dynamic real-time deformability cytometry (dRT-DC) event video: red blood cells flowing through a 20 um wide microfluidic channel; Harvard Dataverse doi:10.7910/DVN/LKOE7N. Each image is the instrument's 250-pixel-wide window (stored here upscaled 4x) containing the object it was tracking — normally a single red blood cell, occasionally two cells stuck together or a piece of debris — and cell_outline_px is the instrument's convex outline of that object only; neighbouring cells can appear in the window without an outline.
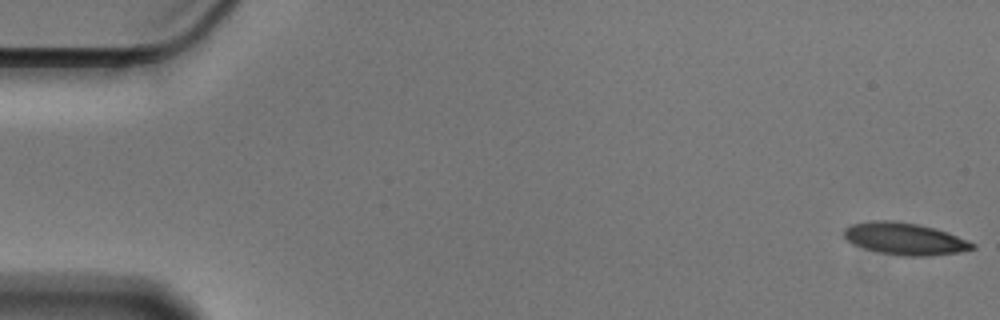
{"species": "Egyptian fruit bat (a non-hibernating species)", "species_latin": "Rousettus aegyptiacus", "temperature_condition": "cold", "stored_images_in_passage": 55, "camera_frame_rate_fps": 3000, "um_per_image_px": 0.085, "animal": {"sex": "male"}, "frame": {"image": 1, "passage_image": 1, "time_ms": 0.0, "image_size_px": [1000, 320], "cell_outline_px": [[976, 248], [960, 252], [928, 256], [900, 256], [880, 252], [864, 248], [852, 244], [844, 236], [844, 228], [852, 224], [872, 220], [892, 220], [916, 224], [936, 228], [948, 232], [968, 240], [976, 244]], "centroid_in_image_um": [76.93, 20.29], "position_along_channel_um": 8.1, "area_um2": 24.1}}
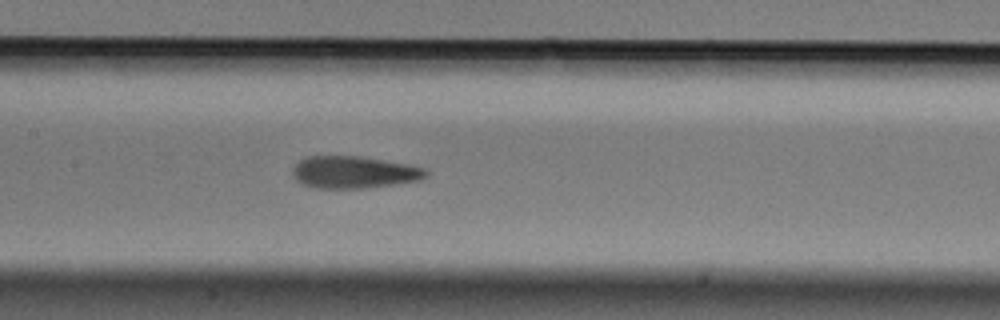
{"frame": {"image": 2, "passage_image": 27, "time_ms": 8.667, "image_size_px": [1000, 320], "cell_outline_px": [[428, 176], [420, 180], [364, 188], [316, 188], [304, 184], [296, 180], [292, 176], [292, 168], [300, 160], [308, 156], [360, 156], [412, 164], [428, 168]], "centroid_in_image_um": [30.13, 14.63], "position_along_channel_um": 177.3, "area_um2": 25.2}}
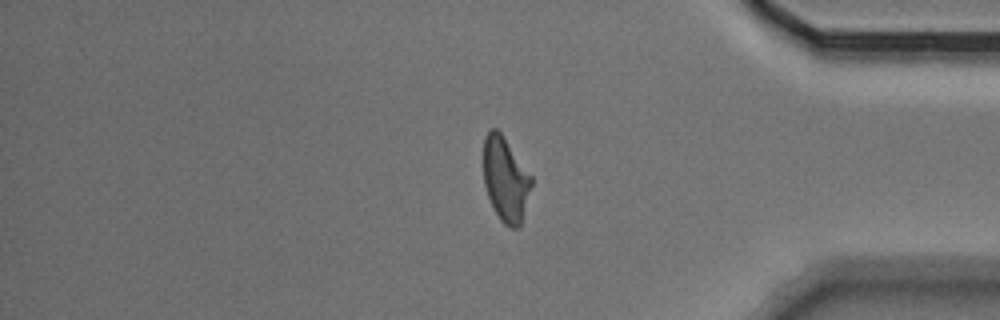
{"frame": {"image": 3, "passage_image": 47, "time_ms": 15.333, "image_size_px": [1000, 320], "cell_outline_px": [[532, 184], [520, 228], [512, 228], [504, 224], [500, 220], [488, 196], [484, 184], [484, 136], [492, 128], [496, 128], [504, 136], [532, 176]], "centroid_in_image_um": [42.98, 15.24], "position_along_channel_um": 392.2, "area_um2": 23.52}}